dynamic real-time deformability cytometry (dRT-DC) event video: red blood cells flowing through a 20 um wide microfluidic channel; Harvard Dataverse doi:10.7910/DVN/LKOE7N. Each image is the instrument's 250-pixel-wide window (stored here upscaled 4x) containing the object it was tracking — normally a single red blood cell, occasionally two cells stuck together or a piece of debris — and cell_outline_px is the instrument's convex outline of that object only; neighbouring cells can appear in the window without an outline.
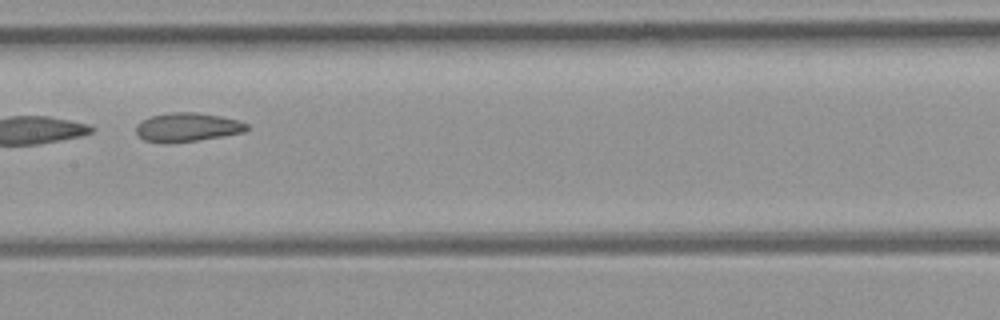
{"species": "common noctule bat (a hibernating species)", "species_latin": "Nyctalus noctula", "temperature_condition": "room temperature", "stored_images_in_passage": 9, "camera_frame_rate_fps": 3000, "um_per_image_px": 0.085, "animal": {"sex": "female", "body_mass_g": 21.9}, "frame": {"image": 1, "passage_image": 7, "time_ms": 8.0, "image_size_px": [1000, 320], "cell_outline_px": [[248, 128], [244, 132], [196, 140], [144, 140], [136, 132], [136, 124], [140, 120], [152, 116], [168, 112], [196, 112], [220, 116], [240, 120], [248, 124]], "centroid_in_image_um": [15.96, 10.75], "position_along_channel_um": 191.4, "area_um2": 17.92}}
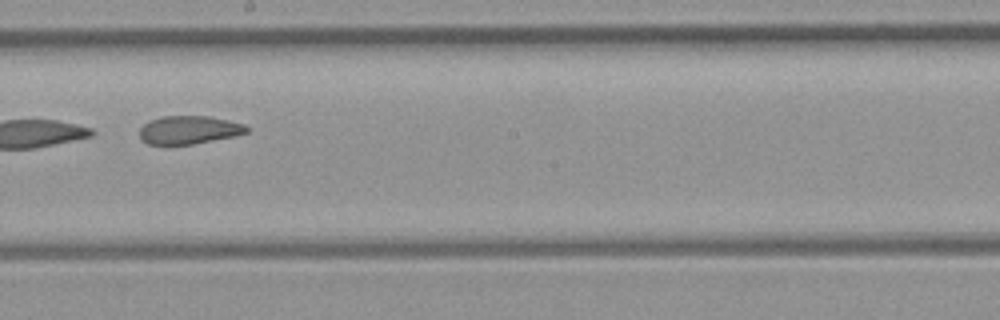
{"frame": {"image": 2, "passage_image": 8, "time_ms": 9.0, "image_size_px": [1000, 320], "cell_outline_px": [[248, 132], [236, 136], [192, 144], [148, 144], [140, 140], [140, 128], [148, 120], [164, 116], [208, 116], [228, 120], [244, 124], [248, 128]], "centroid_in_image_um": [16.05, 11.04], "position_along_channel_um": 232.1, "area_um2": 17.63}}
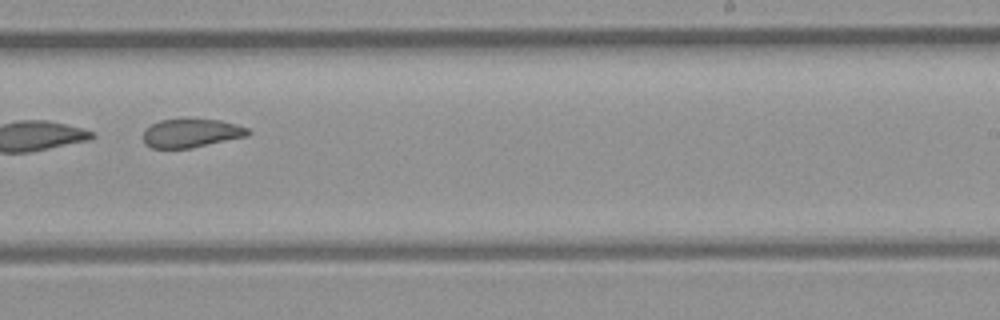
{"frame": {"image": 3, "passage_image": 9, "time_ms": 10.0, "image_size_px": [1000, 320], "cell_outline_px": [[252, 132], [248, 136], [192, 148], [152, 148], [144, 144], [144, 128], [160, 120], [184, 116], [188, 116], [220, 120], [236, 124], [248, 128]], "centroid_in_image_um": [16.26, 11.27], "position_along_channel_um": 272.7, "area_um2": 18.32}}